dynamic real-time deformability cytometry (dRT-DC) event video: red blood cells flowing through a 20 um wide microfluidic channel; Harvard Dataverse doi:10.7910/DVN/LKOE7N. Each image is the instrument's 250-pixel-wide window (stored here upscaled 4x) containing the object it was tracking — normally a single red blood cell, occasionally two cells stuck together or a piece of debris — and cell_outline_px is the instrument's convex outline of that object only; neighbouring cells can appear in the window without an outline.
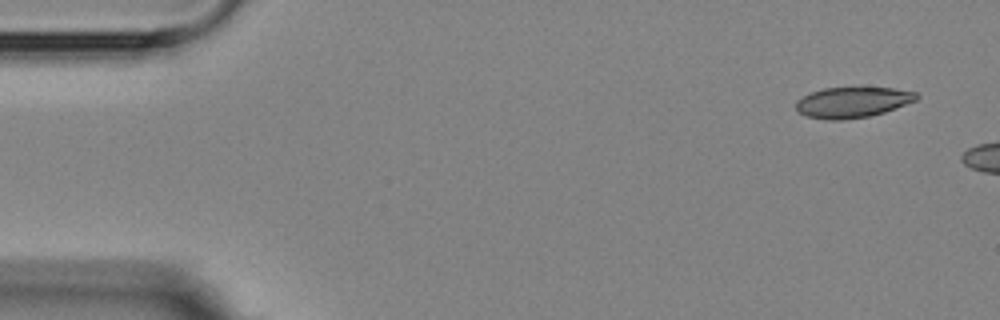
{"species": "Egyptian fruit bat (a non-hibernating species)", "species_latin": "Rousettus aegyptiacus", "temperature_condition": "room temperature", "stored_images_in_passage": 15, "camera_frame_rate_fps": 3000, "um_per_image_px": 0.085, "animal": {"sex": "female"}, "frame": {"image": 1, "passage_image": 1, "time_ms": 0.0, "image_size_px": [1000, 320], "cell_outline_px": [[920, 96], [916, 100], [884, 112], [868, 116], [840, 120], [828, 120], [808, 116], [800, 112], [796, 108], [796, 100], [812, 92], [824, 88], [892, 88], [916, 92]], "centroid_in_image_um": [72.47, 8.69], "position_along_channel_um": 12.5, "area_um2": 21.15}}
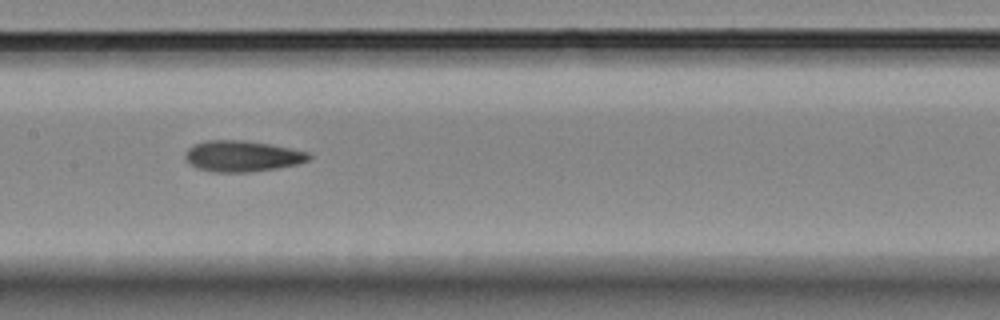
{"frame": {"image": 2, "passage_image": 8, "time_ms": 10.0, "image_size_px": [1000, 320], "cell_outline_px": [[312, 156], [308, 160], [296, 164], [276, 168], [248, 172], [212, 172], [196, 168], [184, 156], [188, 148], [192, 144], [208, 140], [244, 140], [268, 144], [308, 152]], "centroid_in_image_um": [20.55, 13.27], "position_along_channel_um": 186.8, "area_um2": 22.14}}
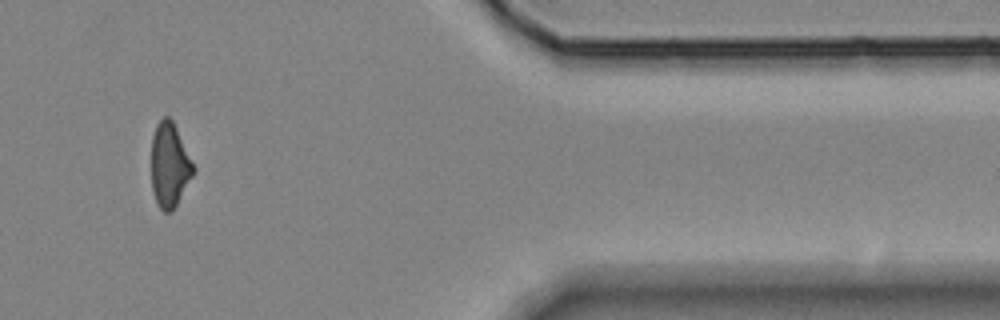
{"frame": {"image": 3, "passage_image": 13, "time_ms": 16.667, "image_size_px": [1000, 320], "cell_outline_px": [[196, 168], [192, 176], [172, 212], [164, 212], [160, 208], [156, 200], [152, 188], [152, 136], [156, 124], [164, 116], [168, 116], [172, 120]], "centroid_in_image_um": [14.41, 14.02], "position_along_channel_um": 397.0, "area_um2": 20.4}, "authors_computed_cell_mechanics": {"area_um2": 21.8484, "velocity_mm_per_s": 3.6497, "shape_relaxation_time_tau1_ms": 9.2393, "shape_relaxation_time_tau2_ms": 2.0078, "deformation_change_tau1": 0.165, "deformation_change_tau2": 0.0913}}